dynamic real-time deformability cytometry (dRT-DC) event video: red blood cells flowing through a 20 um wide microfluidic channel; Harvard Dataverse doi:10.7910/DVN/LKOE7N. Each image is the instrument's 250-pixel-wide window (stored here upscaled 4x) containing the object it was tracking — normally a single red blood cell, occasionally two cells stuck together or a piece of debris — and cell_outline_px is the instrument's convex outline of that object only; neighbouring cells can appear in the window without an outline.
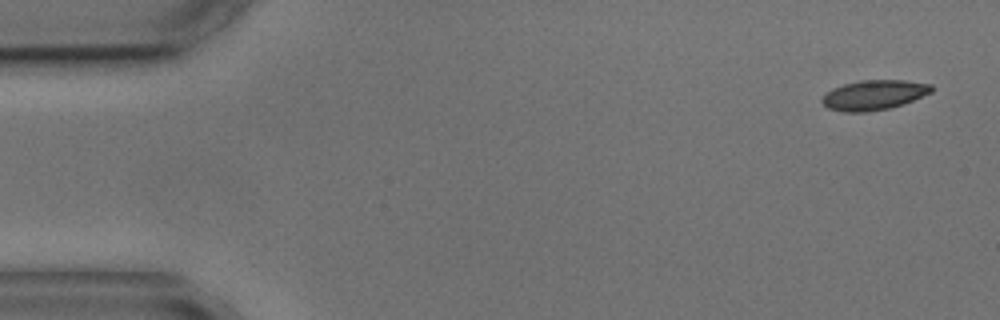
{"species": "common noctule bat (a hibernating species)", "species_latin": "Nyctalus noctula", "temperature_condition": "cold", "stored_images_in_passage": 4, "camera_frame_rate_fps": 3000, "um_per_image_px": 0.085, "animal": {"sex": "male", "body_mass_g": 17.9, "forearm_length_mm": 54.2}, "frame": {"image": 1, "passage_image": 1, "time_ms": 0.0, "image_size_px": [1000, 320], "cell_outline_px": [[936, 88], [932, 92], [912, 100], [888, 108], [864, 112], [844, 112], [828, 108], [820, 100], [832, 88], [844, 84], [860, 80], [904, 80], [932, 84]], "centroid_in_image_um": [74.3, 8.06], "position_along_channel_um": 10.7, "area_um2": 18.9}}
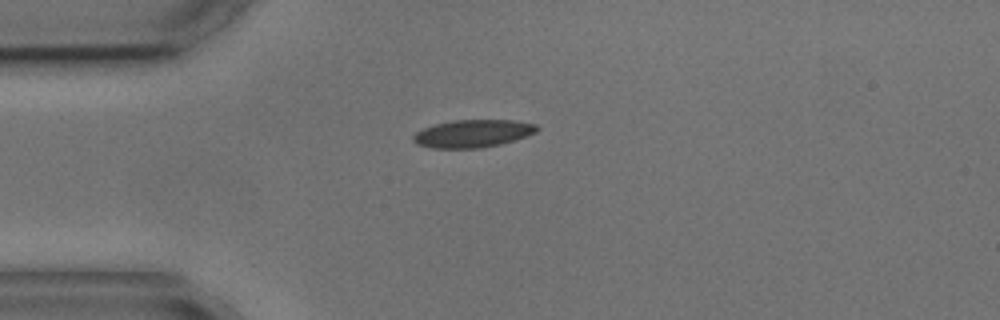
{"frame": {"image": 2, "passage_image": 4, "time_ms": 3.667, "image_size_px": [1000, 320], "cell_outline_px": [[540, 128], [536, 132], [500, 144], [480, 148], [432, 148], [416, 144], [412, 140], [412, 136], [416, 132], [424, 128], [436, 124], [452, 120], [516, 120], [536, 124]], "centroid_in_image_um": [40.17, 11.34], "position_along_channel_um": 44.8, "area_um2": 19.88}}